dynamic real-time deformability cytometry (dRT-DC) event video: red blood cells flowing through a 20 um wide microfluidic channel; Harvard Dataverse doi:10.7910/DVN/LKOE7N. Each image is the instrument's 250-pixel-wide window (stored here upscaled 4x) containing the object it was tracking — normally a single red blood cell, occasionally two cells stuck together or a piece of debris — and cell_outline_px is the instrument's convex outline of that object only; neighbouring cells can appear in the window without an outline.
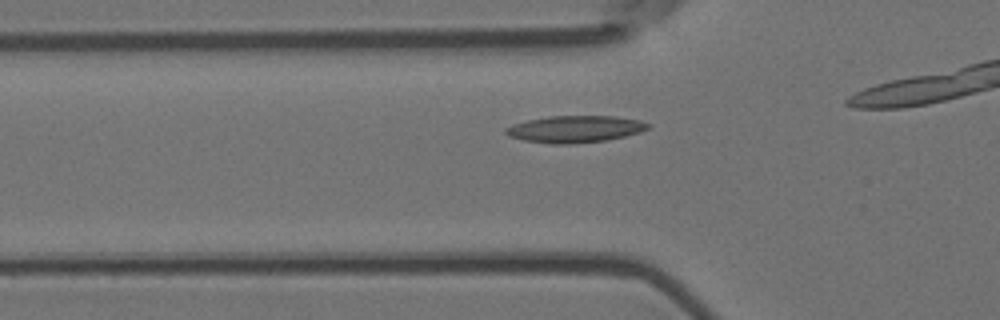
{"species": "Egyptian fruit bat (a non-hibernating species)", "species_latin": "Rousettus aegyptiacus", "temperature_condition": "room temperature", "stored_images_in_passage": 12, "camera_frame_rate_fps": 3000, "um_per_image_px": 0.085, "animal": {"sex": "female"}, "frame": {"image": 1, "passage_image": 7, "time_ms": 2.0, "image_size_px": [1000, 320], "cell_outline_px": [[652, 124], [648, 128], [640, 132], [608, 140], [572, 144], [552, 144], [524, 140], [508, 136], [504, 132], [504, 128], [512, 124], [528, 120], [548, 116], [616, 116], [640, 120]], "centroid_in_image_um": [48.87, 10.97], "position_along_channel_um": 76.9, "area_um2": 22.43}}
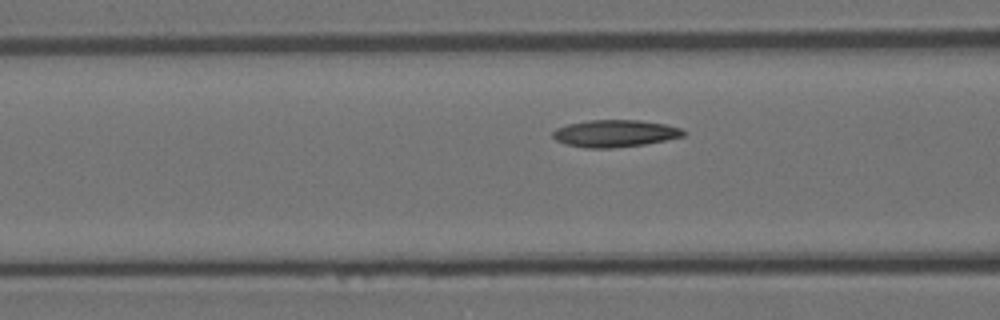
{"frame": {"image": 2, "passage_image": 10, "time_ms": 3.0, "image_size_px": [1000, 320], "cell_outline_px": [[688, 132], [684, 136], [644, 144], [612, 148], [584, 148], [564, 144], [556, 140], [552, 136], [552, 132], [556, 128], [568, 124], [588, 120], [640, 120], [664, 124], [680, 128]], "centroid_in_image_um": [52.24, 11.34], "position_along_channel_um": 114.4, "area_um2": 20.69}}